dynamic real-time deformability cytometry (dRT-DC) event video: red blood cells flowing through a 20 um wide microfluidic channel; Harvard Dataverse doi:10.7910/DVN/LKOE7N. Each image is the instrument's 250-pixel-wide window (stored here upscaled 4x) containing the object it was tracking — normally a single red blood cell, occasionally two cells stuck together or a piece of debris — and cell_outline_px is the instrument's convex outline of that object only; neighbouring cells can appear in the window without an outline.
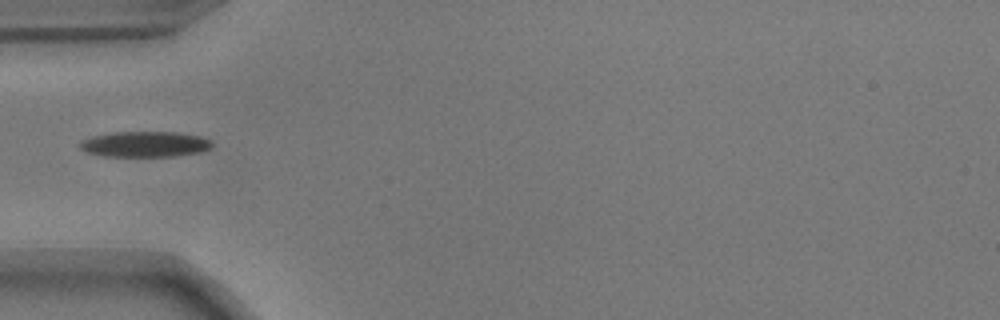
{"species": "common noctule bat (a hibernating species)", "species_latin": "Nyctalus noctula", "temperature_condition": "warm", "stored_images_in_passage": 23, "camera_frame_rate_fps": 3000, "um_per_image_px": 0.085, "animal": {"sex": "male", "body_mass_g": 17.9}, "frame": {"image": 1, "passage_image": 1, "time_ms": 0.0, "image_size_px": [1000, 320], "cell_outline_px": [[212, 148], [200, 152], [172, 156], [104, 156], [88, 152], [80, 148], [80, 140], [92, 136], [112, 132], [176, 132], [200, 136], [212, 140]], "centroid_in_image_um": [12.33, 12.25], "position_along_channel_um": 72.7, "area_um2": 19.71}}
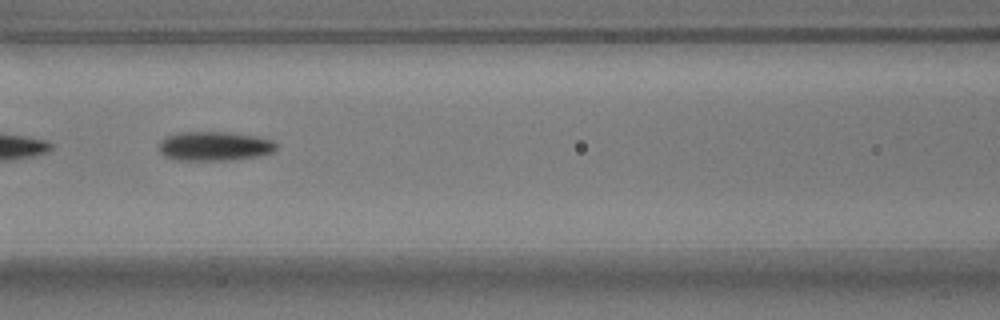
{"frame": {"image": 2, "passage_image": 7, "time_ms": 2.0, "image_size_px": [1000, 320], "cell_outline_px": [[276, 148], [272, 152], [260, 156], [228, 160], [176, 160], [164, 156], [160, 152], [160, 140], [168, 136], [180, 132], [228, 132], [256, 136], [272, 140], [276, 144]], "centroid_in_image_um": [18.23, 12.42], "position_along_channel_um": 148.4, "area_um2": 19.94}}
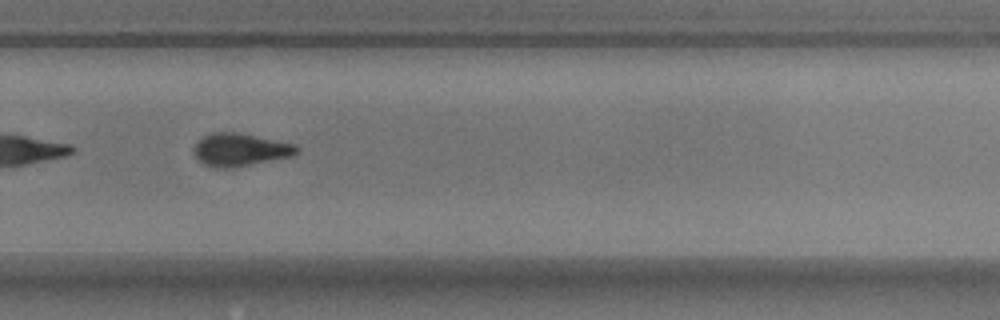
{"frame": {"image": 3, "passage_image": 20, "time_ms": 6.333, "image_size_px": [1000, 320], "cell_outline_px": [[300, 152], [292, 156], [232, 168], [216, 168], [204, 164], [196, 156], [196, 144], [204, 136], [212, 132], [236, 132], [296, 144], [300, 148]], "centroid_in_image_um": [20.48, 12.73], "position_along_channel_um": 309.3, "area_um2": 19.42}}